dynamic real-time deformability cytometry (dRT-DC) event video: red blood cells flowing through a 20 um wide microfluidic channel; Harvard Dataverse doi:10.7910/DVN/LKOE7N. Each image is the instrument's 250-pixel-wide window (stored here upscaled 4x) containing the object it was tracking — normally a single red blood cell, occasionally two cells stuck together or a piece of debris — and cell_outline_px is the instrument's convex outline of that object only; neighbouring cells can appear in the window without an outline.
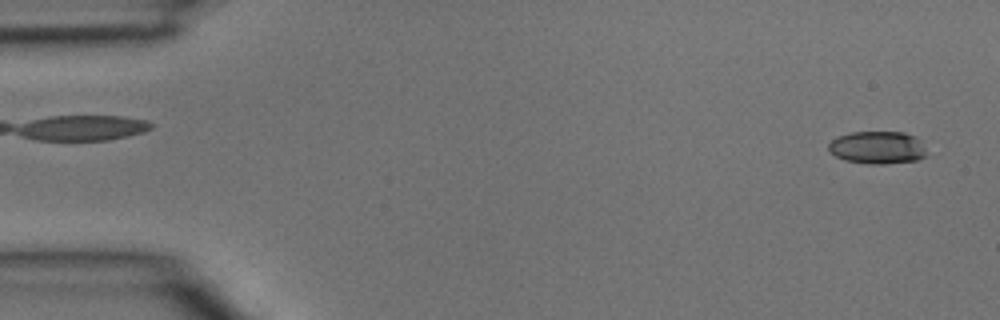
{"species": "common noctule bat (a hibernating species)", "species_latin": "Nyctalus noctula", "temperature_condition": "room temperature", "stored_images_in_passage": 2, "camera_frame_rate_fps": 3000, "um_per_image_px": 0.085, "animal": {"sex": "male", "body_mass_g": 15.6}, "frame": {"image": 1, "passage_image": 2, "time_ms": 0.333, "image_size_px": [1000, 320], "cell_outline_px": [[924, 156], [916, 160], [884, 164], [872, 164], [844, 160], [828, 152], [828, 144], [836, 136], [852, 132], [904, 132], [916, 136], [920, 140], [924, 148]], "centroid_in_image_um": [74.54, 12.53], "position_along_channel_um": 10.5, "area_um2": 18.67}}